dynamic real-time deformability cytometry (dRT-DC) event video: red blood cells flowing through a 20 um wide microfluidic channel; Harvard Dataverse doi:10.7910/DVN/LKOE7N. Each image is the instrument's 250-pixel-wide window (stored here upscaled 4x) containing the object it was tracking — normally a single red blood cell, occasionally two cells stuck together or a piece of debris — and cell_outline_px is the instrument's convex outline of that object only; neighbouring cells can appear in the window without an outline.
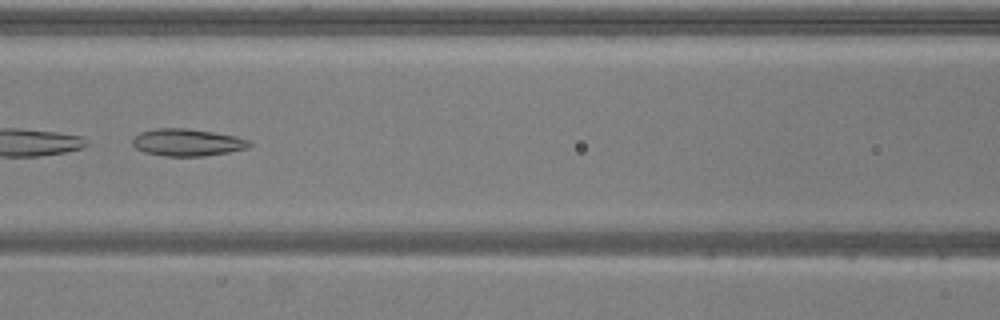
{"species": "common noctule bat (a hibernating species)", "species_latin": "Nyctalus noctula", "temperature_condition": "warm", "stored_images_in_passage": 34, "camera_frame_rate_fps": 3000, "um_per_image_px": 0.085, "animal": {"sex": "male", "body_mass_g": 20.5, "forearm_length_mm": 52.5}, "frame": {"image": 1, "passage_image": 10, "time_ms": 3.0, "image_size_px": [1000, 320], "cell_outline_px": [[252, 144], [248, 148], [228, 152], [204, 156], [164, 156], [144, 152], [136, 148], [132, 144], [132, 136], [140, 132], [156, 128], [188, 128], [236, 136], [248, 140]], "centroid_in_image_um": [15.88, 12.1], "position_along_channel_um": 150.7, "area_um2": 18.61}, "authors_computed_cell_mechanics": {"area_um2": 18.9584, "velocity_mm_per_s": 3.8429, "shape_relaxation_time_tau1_ms": null, "shape_relaxation_time_tau2_ms": 4.2721, "deformation_change_tau1": null, "deformation_change_tau2": 0.1357}}